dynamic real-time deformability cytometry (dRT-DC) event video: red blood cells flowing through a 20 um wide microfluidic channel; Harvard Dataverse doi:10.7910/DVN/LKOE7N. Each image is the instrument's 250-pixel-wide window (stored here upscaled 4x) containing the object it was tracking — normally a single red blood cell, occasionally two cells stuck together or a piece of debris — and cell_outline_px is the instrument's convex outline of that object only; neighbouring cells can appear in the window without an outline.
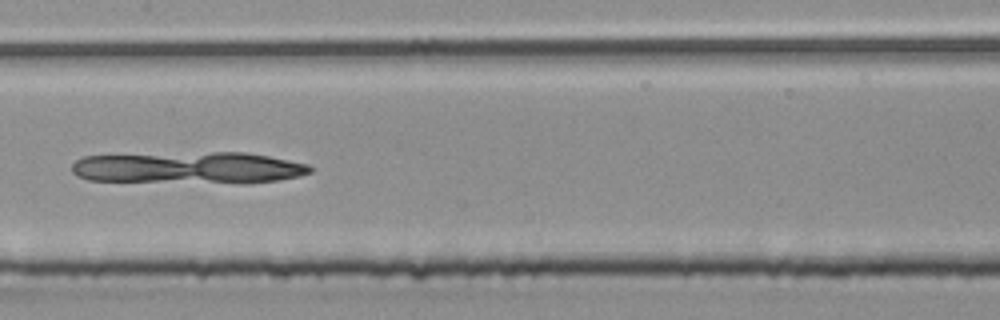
{"species": "common noctule bat (a hibernating species)", "species_latin": "Nyctalus noctula", "temperature_condition": "room temperature", "stored_images_in_passage": 47, "camera_frame_rate_fps": 3000, "um_per_image_px": 0.085, "animal": {"sex": "male", "body_mass_g": 20.4}, "frame": {"image": 1, "passage_image": 21, "time_ms": 6.667, "image_size_px": [1000, 320], "cell_outline_px": [[312, 172], [300, 176], [276, 180], [88, 180], [76, 176], [72, 172], [72, 164], [76, 160], [84, 156], [212, 152], [244, 152], [268, 156], [308, 164], [312, 168]], "centroid_in_image_um": [15.99, 14.2], "position_along_channel_um": 191.4, "area_um2": 41.79}}
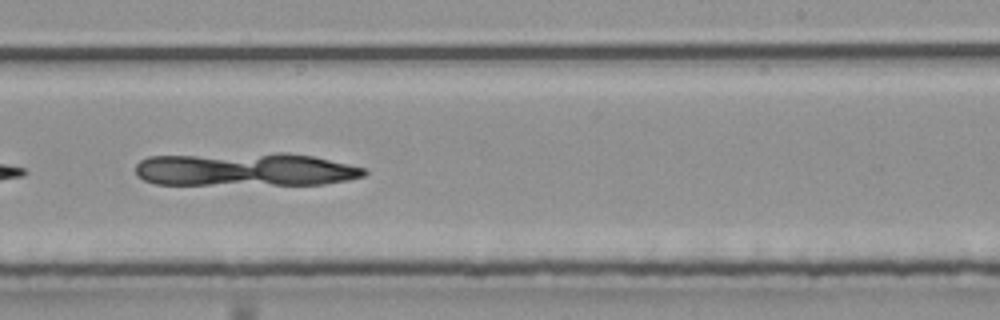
{"frame": {"image": 2, "passage_image": 27, "time_ms": 8.667, "image_size_px": [1000, 320], "cell_outline_px": [[368, 172], [364, 176], [348, 180], [324, 184], [156, 184], [144, 180], [136, 172], [136, 164], [140, 160], [148, 156], [276, 152], [288, 152], [312, 156], [348, 164], [364, 168]], "centroid_in_image_um": [20.85, 14.39], "position_along_channel_um": 268.1, "area_um2": 44.62}}